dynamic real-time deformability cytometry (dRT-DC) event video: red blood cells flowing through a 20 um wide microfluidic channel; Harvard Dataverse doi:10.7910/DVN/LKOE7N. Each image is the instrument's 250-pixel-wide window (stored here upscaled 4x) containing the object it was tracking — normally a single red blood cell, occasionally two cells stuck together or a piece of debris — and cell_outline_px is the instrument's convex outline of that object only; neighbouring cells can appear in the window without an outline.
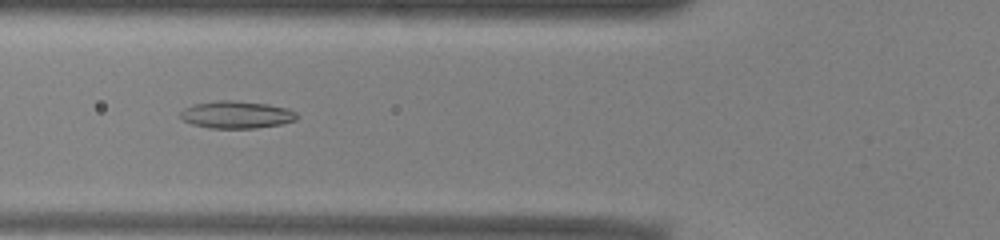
{"species": "common noctule bat (a hibernating species)", "species_latin": "Nyctalus noctula", "temperature_condition": "warm", "stored_images_in_passage": 52, "camera_frame_rate_fps": 3000, "um_per_image_px": 0.085, "animal": {"sex": "male", "body_mass_g": 13.0, "forearm_length_mm": 53.1}, "frame": {"image": 1, "passage_image": 19, "time_ms": 6.0, "image_size_px": [1000, 240], "cell_outline_px": [[296, 120], [280, 124], [256, 128], [208, 128], [192, 124], [184, 120], [180, 116], [180, 112], [184, 108], [196, 104], [216, 100], [232, 100], [268, 104], [288, 108], [296, 112]], "centroid_in_image_um": [20.1, 9.74], "position_along_channel_um": 105.7, "area_um2": 18.5}}
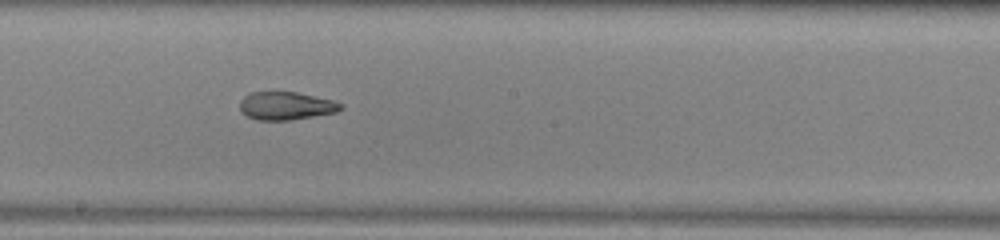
{"frame": {"image": 2, "passage_image": 28, "time_ms": 9.0, "image_size_px": [1000, 240], "cell_outline_px": [[344, 108], [336, 112], [288, 120], [256, 120], [240, 112], [240, 100], [244, 96], [252, 92], [296, 92], [332, 100], [344, 104]], "centroid_in_image_um": [24.3, 8.99], "position_along_channel_um": 223.9, "area_um2": 16.42}}
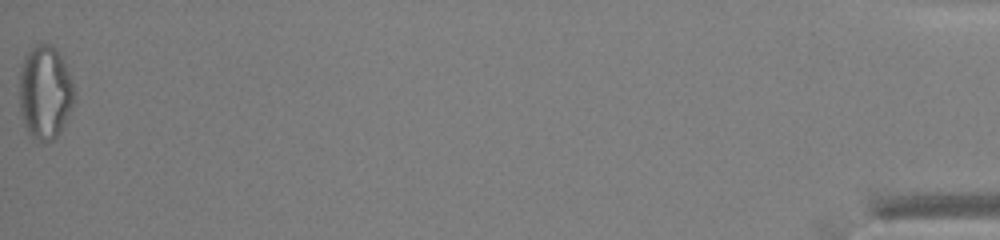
{"frame": {"image": 3, "passage_image": 52, "time_ms": 17.0, "image_size_px": [1000, 240], "cell_outline_px": [[76, 96], [68, 116], [60, 132], [52, 140], [44, 144], [32, 140], [24, 124], [20, 112], [20, 72], [24, 56], [32, 44], [48, 44], [60, 56], [72, 80], [76, 92]], "centroid_in_image_um": [3.82, 7.9], "position_along_channel_um": 431.4, "area_um2": 30.17}, "authors_computed_cell_mechanics": {"area_um2": 20.4034, "velocity_mm_per_s": 3.9405, "shape_relaxation_time_tau1_ms": null, "shape_relaxation_time_tau2_ms": 2.2486, "deformation_change_tau1": null, "deformation_change_tau2": 0.1074}}